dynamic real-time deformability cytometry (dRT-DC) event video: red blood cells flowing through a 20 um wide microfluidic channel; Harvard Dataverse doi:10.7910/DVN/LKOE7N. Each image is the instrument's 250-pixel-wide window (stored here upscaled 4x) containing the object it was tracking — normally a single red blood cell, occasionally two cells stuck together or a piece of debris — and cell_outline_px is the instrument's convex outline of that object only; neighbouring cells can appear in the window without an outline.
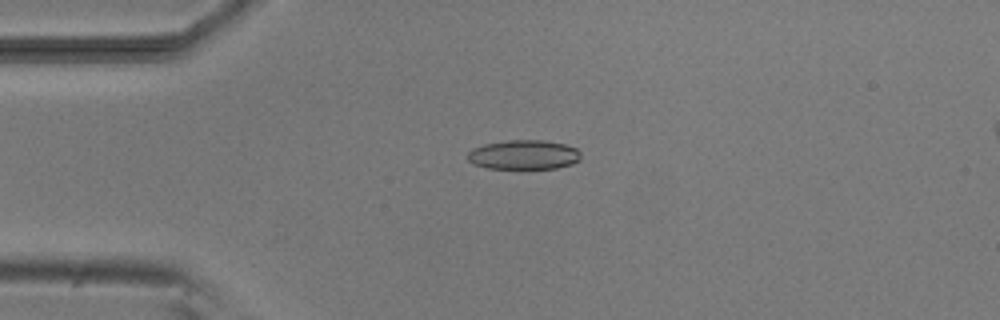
{"species": "common noctule bat (a hibernating species)", "species_latin": "Nyctalus noctula", "temperature_condition": "room temperature", "stored_images_in_passage": 5, "camera_frame_rate_fps": 3000, "um_per_image_px": 0.085, "animal": {"sex": "male", "body_mass_g": 20.5, "forearm_length_mm": 52.5}, "frame": {"image": 1, "passage_image": 3, "time_ms": 3.333, "image_size_px": [1000, 320], "cell_outline_px": [[580, 160], [572, 164], [556, 168], [488, 168], [476, 164], [468, 160], [468, 152], [472, 148], [484, 144], [508, 140], [544, 140], [564, 144], [576, 148], [580, 152]], "centroid_in_image_um": [44.54, 13.14], "position_along_channel_um": 40.5, "area_um2": 19.31}}